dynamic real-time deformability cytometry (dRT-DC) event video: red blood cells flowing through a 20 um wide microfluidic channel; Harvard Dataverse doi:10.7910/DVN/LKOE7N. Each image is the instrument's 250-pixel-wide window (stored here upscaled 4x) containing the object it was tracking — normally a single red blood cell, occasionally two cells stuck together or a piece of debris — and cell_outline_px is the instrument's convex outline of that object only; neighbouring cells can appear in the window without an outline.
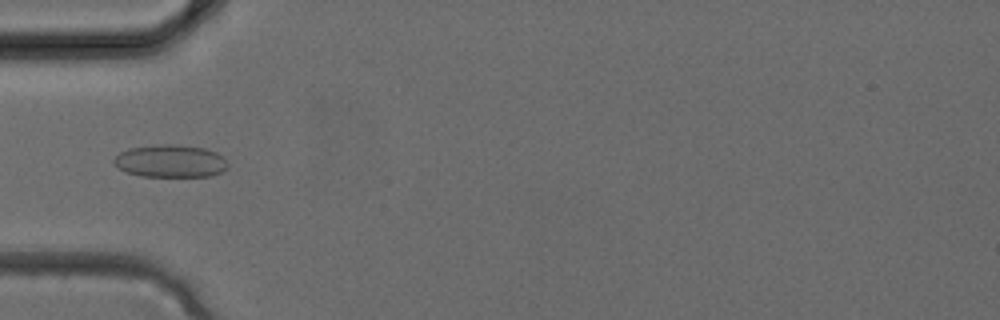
{"species": "common noctule bat (a hibernating species)", "species_latin": "Nyctalus noctula", "temperature_condition": "cold", "stored_images_in_passage": 3, "camera_frame_rate_fps": 3000, "um_per_image_px": 0.085, "animal": {"sex": "female", "body_mass_g": 24.6, "forearm_length_mm": 56.2}, "frame": {"image": 1, "passage_image": 3, "time_ms": 0.667, "image_size_px": [1000, 320], "cell_outline_px": [[228, 168], [212, 176], [140, 176], [128, 172], [120, 168], [112, 160], [120, 152], [128, 148], [156, 144], [176, 144], [204, 148], [216, 152], [224, 156], [228, 164]], "centroid_in_image_um": [14.52, 13.68], "position_along_channel_um": 70.5, "area_um2": 21.73}}